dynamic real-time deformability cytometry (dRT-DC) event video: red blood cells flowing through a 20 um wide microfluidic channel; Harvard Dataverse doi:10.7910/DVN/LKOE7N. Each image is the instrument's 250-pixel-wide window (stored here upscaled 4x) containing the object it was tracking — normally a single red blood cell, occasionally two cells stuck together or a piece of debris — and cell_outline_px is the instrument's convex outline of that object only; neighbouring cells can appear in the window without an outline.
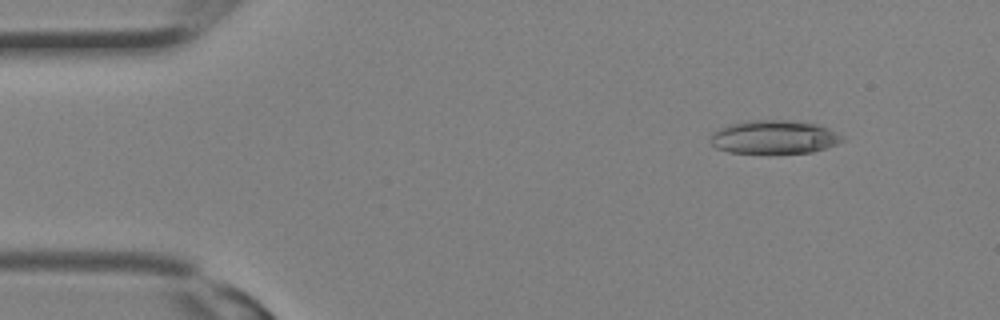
{"species": "Egyptian fruit bat (a non-hibernating species)", "species_latin": "Rousettus aegyptiacus", "temperature_condition": "room temperature", "stored_images_in_passage": 10, "camera_frame_rate_fps": 3000, "um_per_image_px": 0.085, "animal": {"sex": "female"}, "frame": {"image": 1, "passage_image": 4, "time_ms": 1.0, "image_size_px": [1000, 320], "cell_outline_px": [[844, 140], [836, 144], [812, 152], [728, 152], [716, 148], [712, 144], [712, 132], [728, 124], [748, 120], [788, 120], [816, 124], [828, 128], [844, 136]], "centroid_in_image_um": [65.8, 11.63], "position_along_channel_um": 19.2, "area_um2": 25.37}}